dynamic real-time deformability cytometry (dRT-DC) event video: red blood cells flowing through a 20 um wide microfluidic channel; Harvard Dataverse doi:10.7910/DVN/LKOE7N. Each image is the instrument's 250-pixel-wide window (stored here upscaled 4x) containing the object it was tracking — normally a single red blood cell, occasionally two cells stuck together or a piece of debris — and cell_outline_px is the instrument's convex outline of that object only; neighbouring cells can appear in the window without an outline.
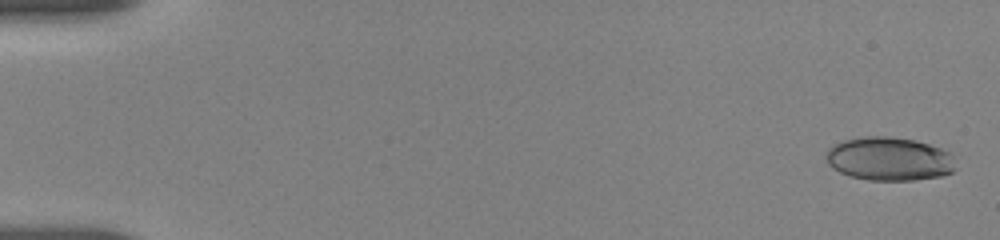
{"species": "human", "species_latin": "Homo sapiens", "temperature_condition": "room temperature", "stored_images_in_passage": 8, "camera_frame_rate_fps": 3000, "um_per_image_px": 0.085, "donor": {"sex": "female"}, "frame": {"image": 1, "passage_image": 1, "time_ms": 0.0, "image_size_px": [1000, 240], "cell_outline_px": [[956, 168], [952, 172], [940, 176], [912, 180], [868, 180], [852, 176], [840, 172], [832, 168], [828, 164], [824, 156], [824, 152], [832, 144], [844, 140], [860, 136], [888, 136], [916, 140], [940, 148], [948, 152], [952, 156]], "centroid_in_image_um": [75.53, 13.49], "position_along_channel_um": 9.5, "area_um2": 33.12}}
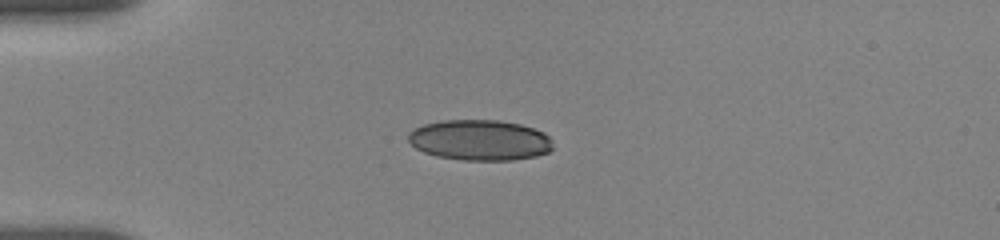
{"frame": {"image": 2, "passage_image": 7, "time_ms": 4.333, "image_size_px": [1000, 240], "cell_outline_px": [[552, 148], [548, 152], [536, 156], [512, 160], [464, 160], [436, 156], [424, 152], [416, 148], [408, 140], [408, 132], [412, 128], [424, 124], [444, 120], [496, 120], [520, 124], [544, 132], [552, 140]], "centroid_in_image_um": [40.77, 11.91], "position_along_channel_um": 44.2, "area_um2": 34.28}}